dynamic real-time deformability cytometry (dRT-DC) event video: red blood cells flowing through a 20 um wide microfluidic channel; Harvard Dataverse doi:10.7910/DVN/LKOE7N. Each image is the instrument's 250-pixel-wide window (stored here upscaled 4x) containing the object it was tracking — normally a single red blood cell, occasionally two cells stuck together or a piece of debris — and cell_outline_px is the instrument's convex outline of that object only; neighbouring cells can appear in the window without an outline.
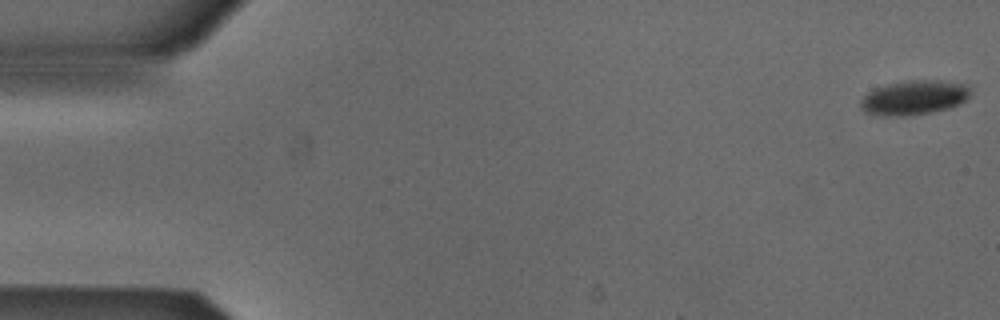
{"species": "Egyptian fruit bat (a non-hibernating species)", "species_latin": "Rousettus aegyptiacus", "temperature_condition": "cold", "stored_images_in_passage": 53, "camera_frame_rate_fps": 3000, "um_per_image_px": 0.085, "animal": {"sex": "male"}, "frame": {"image": 1, "passage_image": 1, "time_ms": 0.0, "image_size_px": [1000, 320], "cell_outline_px": [[972, 92], [964, 100], [948, 108], [928, 112], [904, 116], [884, 116], [864, 112], [860, 108], [860, 100], [868, 92], [876, 88], [888, 84], [908, 80], [940, 80], [968, 84]], "centroid_in_image_um": [77.68, 8.28], "position_along_channel_um": 7.3, "area_um2": 21.96}}
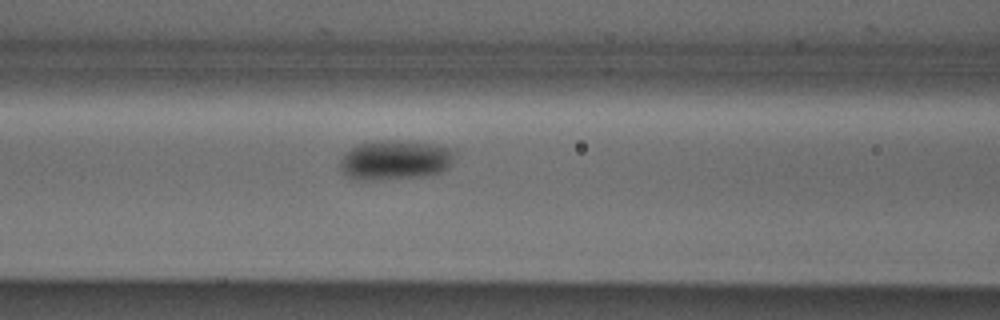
{"frame": {"image": 2, "passage_image": 22, "time_ms": 7.0, "image_size_px": [1000, 320], "cell_outline_px": [[456, 152], [452, 164], [448, 168], [440, 172], [420, 176], [364, 180], [356, 180], [348, 176], [340, 168], [340, 160], [344, 152], [360, 144], [380, 140], [396, 140], [432, 144], [456, 148]], "centroid_in_image_um": [33.62, 13.58], "position_along_channel_um": 133.0, "area_um2": 26.41}}
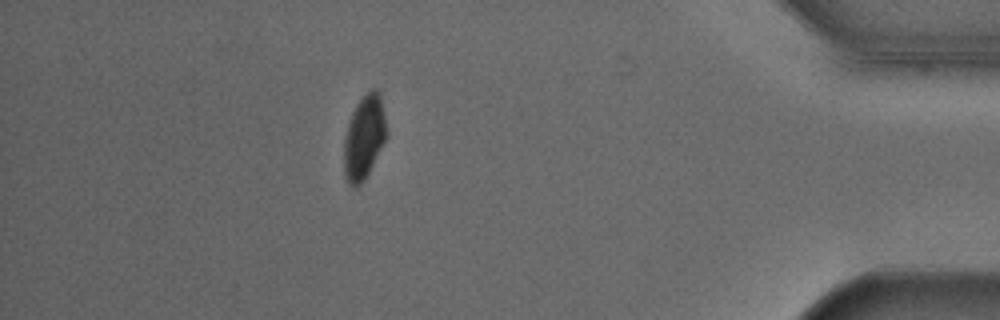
{"frame": {"image": 3, "passage_image": 47, "time_ms": 15.333, "image_size_px": [1000, 320], "cell_outline_px": [[388, 136], [364, 180], [356, 188], [352, 188], [348, 184], [344, 172], [344, 136], [352, 112], [356, 104], [372, 88], [376, 88], [380, 92], [388, 132]], "centroid_in_image_um": [30.96, 11.68], "position_along_channel_um": 404.2, "area_um2": 20.98}, "authors_computed_cell_mechanics": {"area_um2": 23.9292, "velocity_mm_per_s": 3.8517, "shape_relaxation_time_tau1_ms": 3.8596, "shape_relaxation_time_tau2_ms": null, "deformation_change_tau1": 0.0677, "deformation_change_tau2": null}}